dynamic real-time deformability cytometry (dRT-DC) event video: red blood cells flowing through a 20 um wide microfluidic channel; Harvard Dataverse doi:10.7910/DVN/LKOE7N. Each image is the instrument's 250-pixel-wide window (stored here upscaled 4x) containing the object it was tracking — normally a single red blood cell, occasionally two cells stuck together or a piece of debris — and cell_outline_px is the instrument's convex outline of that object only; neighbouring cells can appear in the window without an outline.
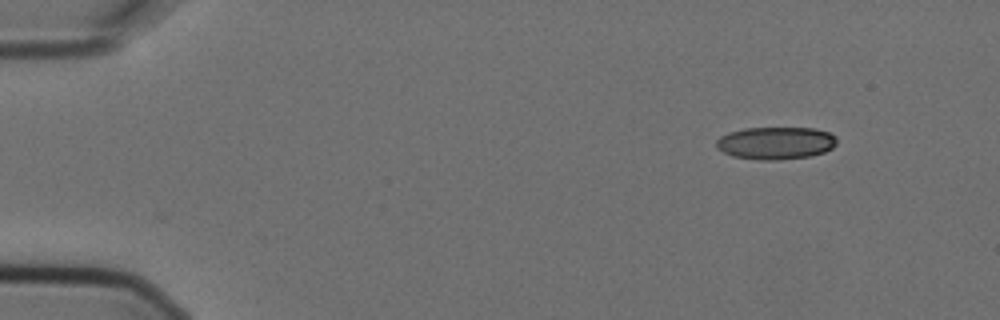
{"species": "Egyptian fruit bat (a non-hibernating species)", "species_latin": "Rousettus aegyptiacus", "temperature_condition": "cold", "stored_images_in_passage": 4, "camera_frame_rate_fps": 3000, "um_per_image_px": 0.085, "animal": {"sex": "female"}, "frame": {"image": 1, "passage_image": 1, "time_ms": 0.0, "image_size_px": [1000, 320], "cell_outline_px": [[836, 144], [832, 148], [824, 152], [808, 156], [772, 160], [756, 160], [732, 156], [716, 148], [716, 140], [720, 136], [728, 132], [744, 128], [816, 128], [828, 132], [836, 136]], "centroid_in_image_um": [65.91, 12.15], "position_along_channel_um": 19.1, "area_um2": 22.89}}
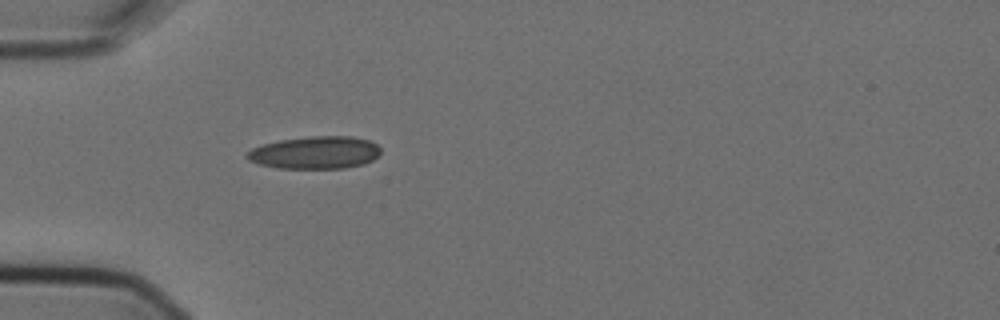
{"frame": {"image": 2, "passage_image": 4, "time_ms": 1.0, "image_size_px": [1000, 320], "cell_outline_px": [[380, 152], [372, 160], [364, 164], [344, 168], [276, 168], [260, 164], [248, 160], [244, 156], [252, 148], [264, 144], [280, 140], [312, 136], [352, 136], [368, 140], [376, 144], [380, 148]], "centroid_in_image_um": [26.78, 12.97], "position_along_channel_um": 58.2, "area_um2": 25.26}}